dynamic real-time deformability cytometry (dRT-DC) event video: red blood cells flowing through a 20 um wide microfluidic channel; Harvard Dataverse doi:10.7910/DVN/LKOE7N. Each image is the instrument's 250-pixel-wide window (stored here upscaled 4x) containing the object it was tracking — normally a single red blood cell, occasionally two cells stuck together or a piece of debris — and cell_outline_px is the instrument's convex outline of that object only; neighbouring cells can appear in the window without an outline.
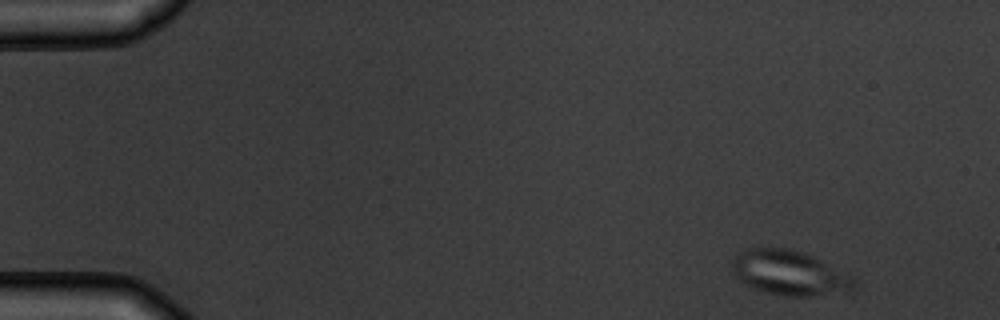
{"species": "common noctule bat (a hibernating species)", "species_latin": "Nyctalus noctula", "temperature_condition": "warm", "stored_images_in_passage": 5, "camera_frame_rate_fps": 3000, "um_per_image_px": 0.085, "animal": {"sex": "male", "body_mass_g": 19.5, "forearm_length_mm": 54.6}, "frame": {"image": 1, "passage_image": 1, "time_ms": 0.0, "image_size_px": [1000, 320], "cell_outline_px": [[856, 288], [848, 292], [808, 296], [784, 296], [764, 292], [752, 288], [744, 284], [736, 276], [732, 268], [732, 256], [736, 252], [748, 248], [792, 248], [804, 252], [852, 276], [856, 280]], "centroid_in_image_um": [67.08, 23.19], "position_along_channel_um": 17.9, "area_um2": 32.14}}